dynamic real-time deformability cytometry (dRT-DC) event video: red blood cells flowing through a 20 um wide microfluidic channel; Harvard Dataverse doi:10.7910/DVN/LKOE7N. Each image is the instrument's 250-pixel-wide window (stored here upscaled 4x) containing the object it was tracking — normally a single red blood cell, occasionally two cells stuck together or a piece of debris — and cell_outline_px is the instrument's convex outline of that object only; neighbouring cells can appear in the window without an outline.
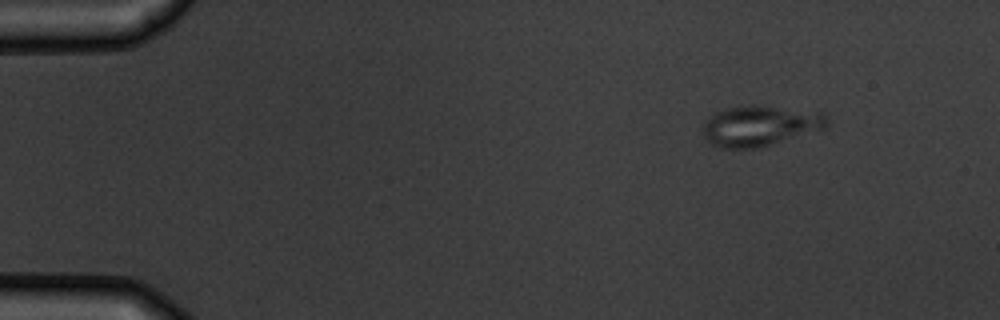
{"species": "common noctule bat (a hibernating species)", "species_latin": "Nyctalus noctula", "temperature_condition": "warm", "stored_images_in_passage": 3, "camera_frame_rate_fps": 3000, "um_per_image_px": 0.085, "animal": {"sex": "male", "body_mass_g": 19.5, "forearm_length_mm": 54.6}, "frame": {"image": 1, "passage_image": 1, "time_ms": 0.0, "image_size_px": [1000, 320], "cell_outline_px": [[828, 124], [824, 128], [756, 148], [720, 148], [712, 144], [704, 136], [700, 128], [704, 120], [728, 108], [752, 104], [824, 112], [828, 116]], "centroid_in_image_um": [64.58, 10.68], "position_along_channel_um": 20.4, "area_um2": 29.07}}